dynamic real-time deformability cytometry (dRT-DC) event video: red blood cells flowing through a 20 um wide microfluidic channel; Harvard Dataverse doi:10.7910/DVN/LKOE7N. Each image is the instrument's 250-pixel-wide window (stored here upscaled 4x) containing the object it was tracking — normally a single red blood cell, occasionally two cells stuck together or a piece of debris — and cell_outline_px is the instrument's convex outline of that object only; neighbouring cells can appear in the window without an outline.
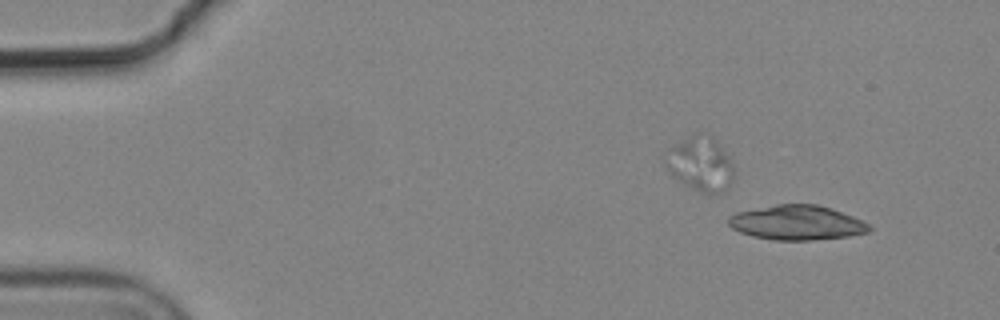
{"species": "common noctule bat (a hibernating species)", "species_latin": "Nyctalus noctula", "temperature_condition": "cold", "stored_images_in_passage": 5, "camera_frame_rate_fps": 3000, "um_per_image_px": 0.085, "animal": {"sex": "male", "body_mass_g": 19.2, "forearm_length_mm": 51.8}, "frame": {"image": 1, "passage_image": 1, "time_ms": 0.0, "image_size_px": [1000, 320], "cell_outline_px": [[872, 228], [868, 232], [848, 236], [812, 240], [772, 240], [752, 236], [740, 232], [732, 228], [728, 224], [728, 216], [736, 212], [776, 204], [816, 204], [852, 216], [868, 224]], "centroid_in_image_um": [67.68, 18.93], "position_along_channel_um": 17.3, "area_um2": 28.21}}